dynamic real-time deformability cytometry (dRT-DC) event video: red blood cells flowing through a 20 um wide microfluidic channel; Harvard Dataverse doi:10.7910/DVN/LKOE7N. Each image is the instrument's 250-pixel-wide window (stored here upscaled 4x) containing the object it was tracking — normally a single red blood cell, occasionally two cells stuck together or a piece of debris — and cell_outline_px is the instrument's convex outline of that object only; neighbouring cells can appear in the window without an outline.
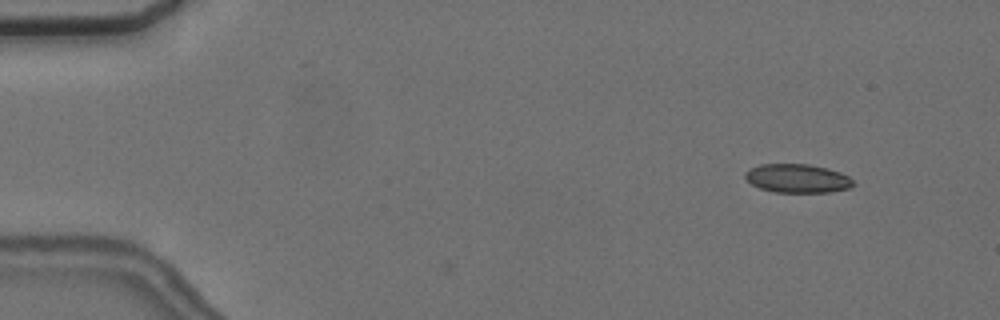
{"species": "common noctule bat (a hibernating species)", "species_latin": "Nyctalus noctula", "temperature_condition": "cold", "stored_images_in_passage": 4, "camera_frame_rate_fps": 3000, "um_per_image_px": 0.085, "animal": {"sex": "female", "body_mass_g": 24.6, "forearm_length_mm": 56.2}, "frame": {"image": 1, "passage_image": 2, "time_ms": 1.0, "image_size_px": [1000, 320], "cell_outline_px": [[856, 184], [848, 188], [832, 192], [776, 192], [760, 188], [752, 184], [744, 176], [744, 172], [760, 164], [808, 164], [828, 168], [840, 172], [848, 176]], "centroid_in_image_um": [67.8, 15.16], "position_along_channel_um": 17.2, "area_um2": 18.03}}